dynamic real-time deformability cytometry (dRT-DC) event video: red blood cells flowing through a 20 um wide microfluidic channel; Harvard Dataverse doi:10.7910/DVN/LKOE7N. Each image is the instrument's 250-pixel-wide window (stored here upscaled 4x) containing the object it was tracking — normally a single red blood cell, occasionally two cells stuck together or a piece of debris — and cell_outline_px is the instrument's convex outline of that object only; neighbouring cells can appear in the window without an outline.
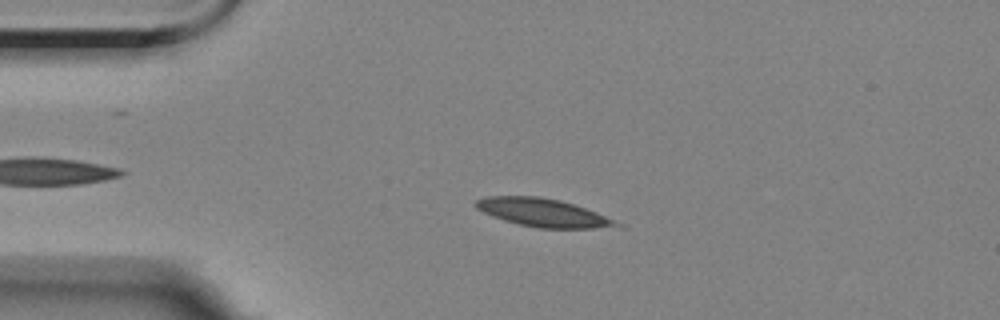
{"species": "Egyptian fruit bat (a non-hibernating species)", "species_latin": "Rousettus aegyptiacus", "temperature_condition": "room temperature", "stored_images_in_passage": 3, "camera_frame_rate_fps": 3000, "um_per_image_px": 0.085, "animal": {"sex": "female"}, "frame": {"image": 1, "passage_image": 3, "time_ms": 2.333, "image_size_px": [1000, 320], "cell_outline_px": [[624, 228], [536, 228], [504, 220], [492, 216], [476, 208], [472, 204], [476, 200], [488, 196], [540, 196], [560, 200], [596, 212], [624, 224]], "centroid_in_image_um": [46.2, 18.08], "position_along_channel_um": 38.8, "area_um2": 23.18}}